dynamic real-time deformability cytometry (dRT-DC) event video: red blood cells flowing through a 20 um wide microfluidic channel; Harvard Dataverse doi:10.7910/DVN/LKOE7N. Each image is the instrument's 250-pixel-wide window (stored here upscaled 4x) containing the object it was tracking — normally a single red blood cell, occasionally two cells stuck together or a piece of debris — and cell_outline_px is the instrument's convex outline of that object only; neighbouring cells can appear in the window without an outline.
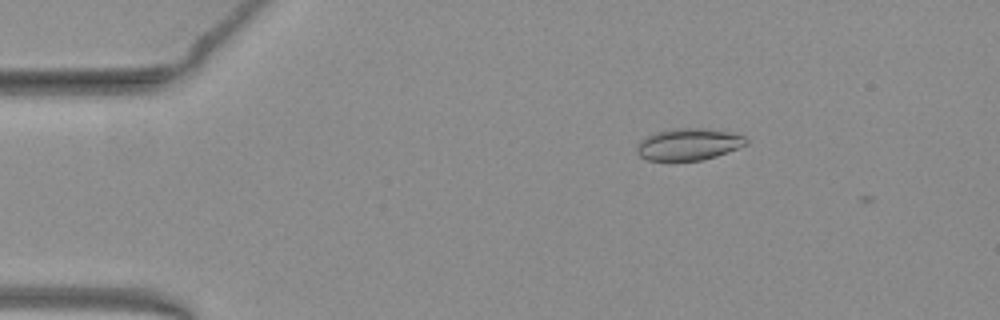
{"species": "common noctule bat (a hibernating species)", "species_latin": "Nyctalus noctula", "temperature_condition": "warm", "stored_images_in_passage": 10, "camera_frame_rate_fps": 3000, "um_per_image_px": 0.085, "animal": {"sex": "female", "body_mass_g": 19.3, "forearm_length_mm": 54.1}, "frame": {"image": 1, "passage_image": 5, "time_ms": 1.333, "image_size_px": [1000, 320], "cell_outline_px": [[748, 144], [716, 156], [700, 160], [648, 160], [640, 156], [636, 152], [636, 144], [644, 136], [656, 132], [672, 128], [704, 128], [728, 132], [744, 136], [748, 140]], "centroid_in_image_um": [58.49, 12.25], "position_along_channel_um": 26.5, "area_um2": 20.29}}